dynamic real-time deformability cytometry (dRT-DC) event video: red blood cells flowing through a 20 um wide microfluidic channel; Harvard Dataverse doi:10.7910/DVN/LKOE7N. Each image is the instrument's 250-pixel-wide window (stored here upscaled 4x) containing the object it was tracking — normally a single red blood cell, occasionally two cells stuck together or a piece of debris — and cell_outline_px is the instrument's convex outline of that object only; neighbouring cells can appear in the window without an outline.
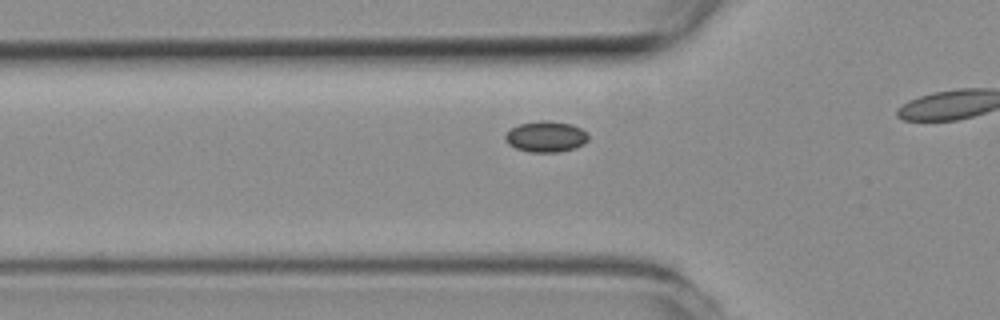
{"species": "common noctule bat (a hibernating species)", "species_latin": "Nyctalus noctula", "temperature_condition": "room temperature", "stored_images_in_passage": 19, "camera_frame_rate_fps": 3000, "um_per_image_px": 0.085, "animal": {"sex": "female", "body_mass_g": 19.3, "forearm_length_mm": 54.1}, "frame": {"image": 1, "passage_image": 14, "time_ms": 4.333, "image_size_px": [1000, 320], "cell_outline_px": [[588, 140], [584, 144], [560, 152], [528, 152], [516, 148], [508, 144], [504, 140], [504, 136], [512, 128], [520, 124], [540, 120], [548, 120], [572, 124], [588, 132]], "centroid_in_image_um": [46.41, 11.61], "position_along_channel_um": 79.4, "area_um2": 15.03}}